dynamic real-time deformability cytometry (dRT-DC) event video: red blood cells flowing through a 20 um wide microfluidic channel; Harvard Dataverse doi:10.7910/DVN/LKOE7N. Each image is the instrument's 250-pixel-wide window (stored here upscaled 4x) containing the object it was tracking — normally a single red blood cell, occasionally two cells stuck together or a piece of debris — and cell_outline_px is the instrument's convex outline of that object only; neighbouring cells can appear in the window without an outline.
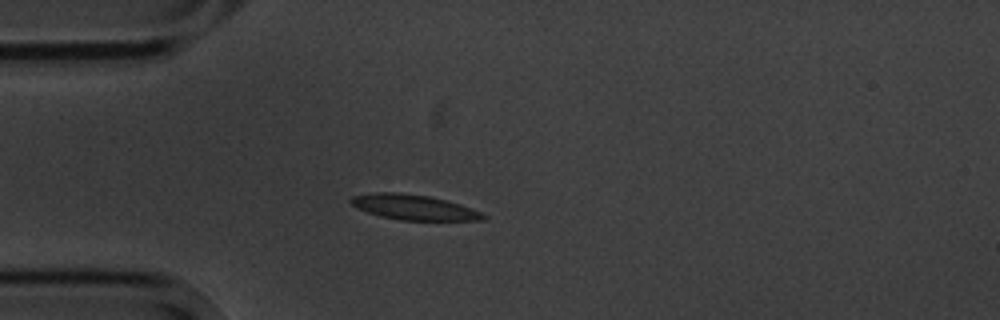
{"species": "common noctule bat (a hibernating species)", "species_latin": "Nyctalus noctula", "temperature_condition": "cold", "stored_images_in_passage": 5, "camera_frame_rate_fps": 3000, "um_per_image_px": 0.085, "animal": {"sex": "male", "body_mass_g": 20.1, "forearm_length_mm": 53.5}, "frame": {"image": 1, "passage_image": 4, "time_ms": 3.333, "image_size_px": [1000, 320], "cell_outline_px": [[488, 216], [484, 220], [400, 220], [380, 216], [368, 212], [352, 204], [348, 200], [352, 196], [372, 192], [396, 192], [428, 196], [460, 204], [480, 212]], "centroid_in_image_um": [35.16, 17.61], "position_along_channel_um": 49.8, "area_um2": 19.19}}